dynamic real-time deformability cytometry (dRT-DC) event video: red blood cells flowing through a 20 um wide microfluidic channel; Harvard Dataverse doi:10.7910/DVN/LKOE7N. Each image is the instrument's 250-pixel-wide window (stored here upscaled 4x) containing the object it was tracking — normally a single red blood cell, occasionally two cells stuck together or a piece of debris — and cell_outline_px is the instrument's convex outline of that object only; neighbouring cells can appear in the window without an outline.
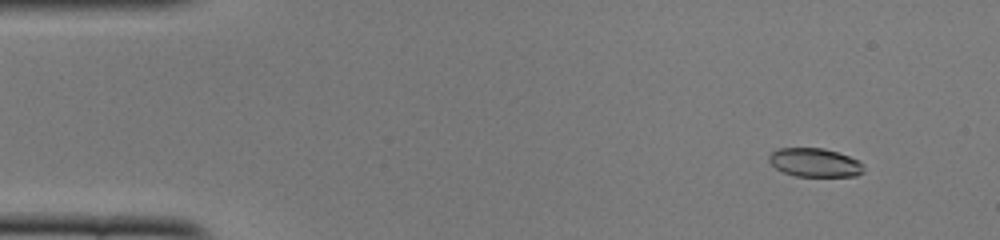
{"species": "common noctule bat (a hibernating species)", "species_latin": "Nyctalus noctula", "temperature_condition": "cold", "stored_images_in_passage": 52, "camera_frame_rate_fps": 3000, "um_per_image_px": 0.085, "animal": {"sex": "female", "body_mass_g": 22.0, "forearm_length_mm": 56.7}, "frame": {"image": 1, "passage_image": 5, "time_ms": 1.333, "image_size_px": [1000, 240], "cell_outline_px": [[864, 172], [856, 176], [796, 176], [784, 172], [776, 168], [768, 160], [768, 156], [776, 148], [824, 148], [860, 160], [864, 164]], "centroid_in_image_um": [69.28, 13.81], "position_along_channel_um": 15.7, "area_um2": 15.9}}
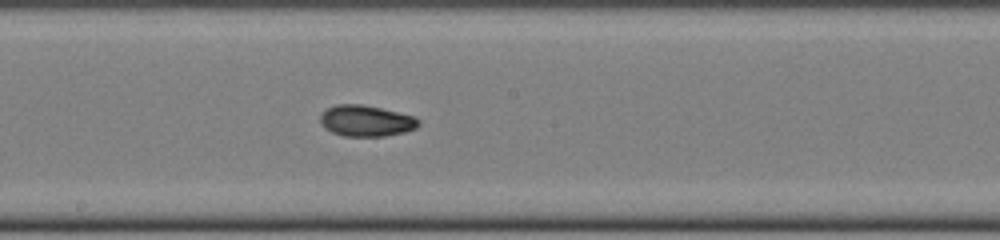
{"frame": {"image": 2, "passage_image": 28, "time_ms": 9.0, "image_size_px": [1000, 240], "cell_outline_px": [[420, 124], [416, 128], [404, 132], [384, 136], [344, 136], [332, 132], [324, 128], [320, 124], [320, 116], [324, 108], [336, 104], [360, 104], [380, 108], [416, 116], [420, 120]], "centroid_in_image_um": [31.1, 10.26], "position_along_channel_um": 217.1, "area_um2": 18.03}}
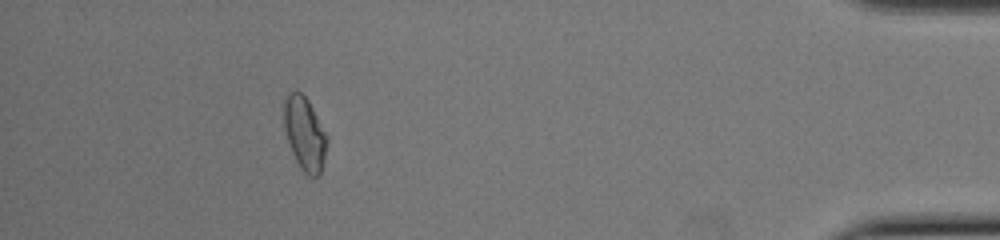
{"frame": {"image": 3, "passage_image": 47, "time_ms": 15.333, "image_size_px": [1000, 240], "cell_outline_px": [[328, 140], [324, 160], [320, 172], [316, 176], [308, 176], [300, 168], [292, 152], [284, 128], [284, 100], [288, 92], [300, 92], [308, 100], [328, 136]], "centroid_in_image_um": [25.9, 11.35], "position_along_channel_um": 409.3, "area_um2": 18.26}, "authors_computed_cell_mechanics": {"area_um2": 17.5712, "velocity_mm_per_s": 3.9173, "shape_relaxation_time_tau1_ms": 6.1119, "shape_relaxation_time_tau2_ms": 6.4833, "deformation_change_tau1": 0.1466, "deformation_change_tau2": 0.1048}}